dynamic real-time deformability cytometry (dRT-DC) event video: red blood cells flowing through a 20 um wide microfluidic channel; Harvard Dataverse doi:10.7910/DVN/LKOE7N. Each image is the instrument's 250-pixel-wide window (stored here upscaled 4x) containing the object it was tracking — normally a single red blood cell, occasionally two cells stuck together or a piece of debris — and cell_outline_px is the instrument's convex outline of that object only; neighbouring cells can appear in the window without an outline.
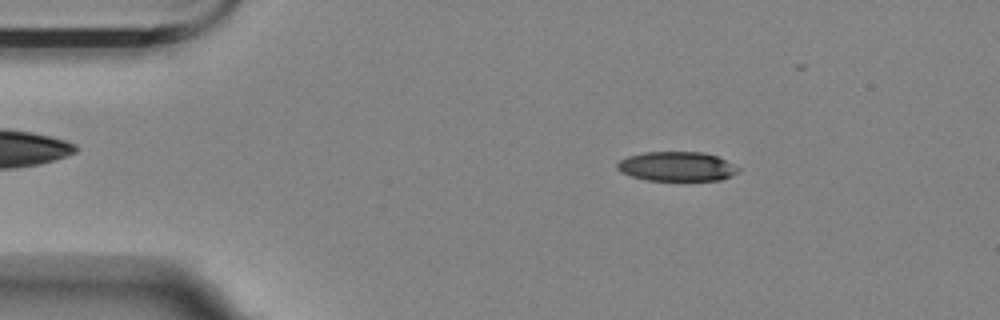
{"species": "Egyptian fruit bat (a non-hibernating species)", "species_latin": "Rousettus aegyptiacus", "temperature_condition": "room temperature", "stored_images_in_passage": 13, "camera_frame_rate_fps": 3000, "um_per_image_px": 0.085, "animal": {"sex": "female"}, "frame": {"image": 1, "passage_image": 9, "time_ms": 2.667, "image_size_px": [1000, 320], "cell_outline_px": [[740, 172], [732, 176], [720, 180], [644, 180], [620, 172], [616, 168], [616, 164], [620, 160], [628, 156], [644, 152], [704, 152], [716, 156], [740, 168]], "centroid_in_image_um": [57.52, 14.15], "position_along_channel_um": 27.5, "area_um2": 20.81}}